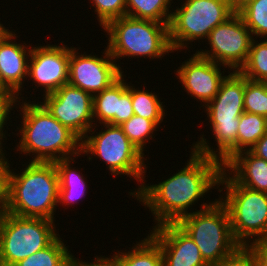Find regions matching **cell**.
Listing matches in <instances>:
<instances>
[{
  "instance_id": "6da1fadb",
  "label": "cell",
  "mask_w": 267,
  "mask_h": 266,
  "mask_svg": "<svg viewBox=\"0 0 267 266\" xmlns=\"http://www.w3.org/2000/svg\"><path fill=\"white\" fill-rule=\"evenodd\" d=\"M189 161L170 178L158 184H142L138 190L129 192L144 206L149 208L154 221L159 226L177 223L189 215V208L195 201L219 188L223 165L216 159L203 156L191 149Z\"/></svg>"
},
{
  "instance_id": "7a4b0ae2",
  "label": "cell",
  "mask_w": 267,
  "mask_h": 266,
  "mask_svg": "<svg viewBox=\"0 0 267 266\" xmlns=\"http://www.w3.org/2000/svg\"><path fill=\"white\" fill-rule=\"evenodd\" d=\"M20 102L22 125L17 151L33 153L31 162L54 163L71 156L81 155V139L62 125L40 103ZM36 154V155H35Z\"/></svg>"
},
{
  "instance_id": "3957f363",
  "label": "cell",
  "mask_w": 267,
  "mask_h": 266,
  "mask_svg": "<svg viewBox=\"0 0 267 266\" xmlns=\"http://www.w3.org/2000/svg\"><path fill=\"white\" fill-rule=\"evenodd\" d=\"M205 109L218 149L214 151L213 146L210 147L205 135L191 148L198 154L216 159L224 165L237 154L239 117L245 112L244 76L239 71L229 72L221 82L218 93Z\"/></svg>"
},
{
  "instance_id": "277c9868",
  "label": "cell",
  "mask_w": 267,
  "mask_h": 266,
  "mask_svg": "<svg viewBox=\"0 0 267 266\" xmlns=\"http://www.w3.org/2000/svg\"><path fill=\"white\" fill-rule=\"evenodd\" d=\"M8 173L5 212L54 221L58 205L59 177L54 163L29 162L21 173Z\"/></svg>"
},
{
  "instance_id": "5b68a950",
  "label": "cell",
  "mask_w": 267,
  "mask_h": 266,
  "mask_svg": "<svg viewBox=\"0 0 267 266\" xmlns=\"http://www.w3.org/2000/svg\"><path fill=\"white\" fill-rule=\"evenodd\" d=\"M168 25L129 16L113 19L103 27L109 35L107 49L114 60L126 56L163 58L164 54L174 52Z\"/></svg>"
},
{
  "instance_id": "8992f818",
  "label": "cell",
  "mask_w": 267,
  "mask_h": 266,
  "mask_svg": "<svg viewBox=\"0 0 267 266\" xmlns=\"http://www.w3.org/2000/svg\"><path fill=\"white\" fill-rule=\"evenodd\" d=\"M176 224L195 242L209 266L219 263L239 246L232 235L228 210L219 199L209 204L203 202L200 210Z\"/></svg>"
},
{
  "instance_id": "52a82bcc",
  "label": "cell",
  "mask_w": 267,
  "mask_h": 266,
  "mask_svg": "<svg viewBox=\"0 0 267 266\" xmlns=\"http://www.w3.org/2000/svg\"><path fill=\"white\" fill-rule=\"evenodd\" d=\"M220 185H225L226 196L222 195L219 200L228 210L235 241L239 245L250 246L258 240L267 239V193L237 184L224 170Z\"/></svg>"
},
{
  "instance_id": "ba28073f",
  "label": "cell",
  "mask_w": 267,
  "mask_h": 266,
  "mask_svg": "<svg viewBox=\"0 0 267 266\" xmlns=\"http://www.w3.org/2000/svg\"><path fill=\"white\" fill-rule=\"evenodd\" d=\"M103 126L105 130L96 134L92 127L81 139V154L89 155V160L97 155L96 157L107 164V169L114 176L124 174L132 176L138 182H142L139 186L141 187L145 184L143 179L147 169L144 153L128 139L119 125L103 124Z\"/></svg>"
},
{
  "instance_id": "9c48e42d",
  "label": "cell",
  "mask_w": 267,
  "mask_h": 266,
  "mask_svg": "<svg viewBox=\"0 0 267 266\" xmlns=\"http://www.w3.org/2000/svg\"><path fill=\"white\" fill-rule=\"evenodd\" d=\"M54 221L3 213L0 221V262L14 266L49 246L58 236Z\"/></svg>"
},
{
  "instance_id": "30bf717a",
  "label": "cell",
  "mask_w": 267,
  "mask_h": 266,
  "mask_svg": "<svg viewBox=\"0 0 267 266\" xmlns=\"http://www.w3.org/2000/svg\"><path fill=\"white\" fill-rule=\"evenodd\" d=\"M234 13L227 0H185L172 12L168 25L173 51L187 48V42L206 40L217 25Z\"/></svg>"
},
{
  "instance_id": "8fae6325",
  "label": "cell",
  "mask_w": 267,
  "mask_h": 266,
  "mask_svg": "<svg viewBox=\"0 0 267 266\" xmlns=\"http://www.w3.org/2000/svg\"><path fill=\"white\" fill-rule=\"evenodd\" d=\"M254 37L245 25L242 17L235 12L224 23L217 25L207 37L211 47L196 53L215 63L222 64L224 68L239 71L246 63L250 45Z\"/></svg>"
},
{
  "instance_id": "7c38bea8",
  "label": "cell",
  "mask_w": 267,
  "mask_h": 266,
  "mask_svg": "<svg viewBox=\"0 0 267 266\" xmlns=\"http://www.w3.org/2000/svg\"><path fill=\"white\" fill-rule=\"evenodd\" d=\"M40 103L62 125L68 127L80 139L97 123H93V96L86 91L63 85L51 94L45 95ZM93 125V126H92Z\"/></svg>"
},
{
  "instance_id": "4fadbf2b",
  "label": "cell",
  "mask_w": 267,
  "mask_h": 266,
  "mask_svg": "<svg viewBox=\"0 0 267 266\" xmlns=\"http://www.w3.org/2000/svg\"><path fill=\"white\" fill-rule=\"evenodd\" d=\"M78 48L70 47L68 84L80 88L92 96L103 91L122 74L107 48L103 57L82 54ZM79 54V55H78Z\"/></svg>"
},
{
  "instance_id": "5bb4252c",
  "label": "cell",
  "mask_w": 267,
  "mask_h": 266,
  "mask_svg": "<svg viewBox=\"0 0 267 266\" xmlns=\"http://www.w3.org/2000/svg\"><path fill=\"white\" fill-rule=\"evenodd\" d=\"M70 48L66 45H38L32 47L28 62V77L44 88V95L51 94L69 80Z\"/></svg>"
},
{
  "instance_id": "9a60e30c",
  "label": "cell",
  "mask_w": 267,
  "mask_h": 266,
  "mask_svg": "<svg viewBox=\"0 0 267 266\" xmlns=\"http://www.w3.org/2000/svg\"><path fill=\"white\" fill-rule=\"evenodd\" d=\"M221 65L195 52L176 69L175 74L188 95L203 102L201 107H205L216 96L221 82L226 77L222 76Z\"/></svg>"
},
{
  "instance_id": "2e32d148",
  "label": "cell",
  "mask_w": 267,
  "mask_h": 266,
  "mask_svg": "<svg viewBox=\"0 0 267 266\" xmlns=\"http://www.w3.org/2000/svg\"><path fill=\"white\" fill-rule=\"evenodd\" d=\"M152 230L149 235L161 248L163 266H209L195 242L176 223L153 226Z\"/></svg>"
},
{
  "instance_id": "e0dca14e",
  "label": "cell",
  "mask_w": 267,
  "mask_h": 266,
  "mask_svg": "<svg viewBox=\"0 0 267 266\" xmlns=\"http://www.w3.org/2000/svg\"><path fill=\"white\" fill-rule=\"evenodd\" d=\"M122 74L103 91L93 95V121L99 124L121 125L133 115L131 85Z\"/></svg>"
},
{
  "instance_id": "ac0fdd59",
  "label": "cell",
  "mask_w": 267,
  "mask_h": 266,
  "mask_svg": "<svg viewBox=\"0 0 267 266\" xmlns=\"http://www.w3.org/2000/svg\"><path fill=\"white\" fill-rule=\"evenodd\" d=\"M15 35V32L7 28L0 36V77L17 99H20L18 96L22 94V84L28 77V58L32 47L13 42L17 38Z\"/></svg>"
},
{
  "instance_id": "d6986e66",
  "label": "cell",
  "mask_w": 267,
  "mask_h": 266,
  "mask_svg": "<svg viewBox=\"0 0 267 266\" xmlns=\"http://www.w3.org/2000/svg\"><path fill=\"white\" fill-rule=\"evenodd\" d=\"M223 170L229 175L233 174L230 177L237 184L267 193V161L252 154L249 150L232 156L223 165Z\"/></svg>"
},
{
  "instance_id": "ffe728a7",
  "label": "cell",
  "mask_w": 267,
  "mask_h": 266,
  "mask_svg": "<svg viewBox=\"0 0 267 266\" xmlns=\"http://www.w3.org/2000/svg\"><path fill=\"white\" fill-rule=\"evenodd\" d=\"M134 246L128 252H116L109 259L115 266H163L161 248L149 234Z\"/></svg>"
},
{
  "instance_id": "44dd1931",
  "label": "cell",
  "mask_w": 267,
  "mask_h": 266,
  "mask_svg": "<svg viewBox=\"0 0 267 266\" xmlns=\"http://www.w3.org/2000/svg\"><path fill=\"white\" fill-rule=\"evenodd\" d=\"M75 162L74 157L61 159L54 162L59 177L58 203L73 206L72 204L82 199L87 192V184L82 173H78L70 164Z\"/></svg>"
},
{
  "instance_id": "7402d4cb",
  "label": "cell",
  "mask_w": 267,
  "mask_h": 266,
  "mask_svg": "<svg viewBox=\"0 0 267 266\" xmlns=\"http://www.w3.org/2000/svg\"><path fill=\"white\" fill-rule=\"evenodd\" d=\"M61 240L59 235L49 246L20 260L14 266H73L76 257Z\"/></svg>"
},
{
  "instance_id": "603a6c76",
  "label": "cell",
  "mask_w": 267,
  "mask_h": 266,
  "mask_svg": "<svg viewBox=\"0 0 267 266\" xmlns=\"http://www.w3.org/2000/svg\"><path fill=\"white\" fill-rule=\"evenodd\" d=\"M172 0H126V16L169 23L172 12H169Z\"/></svg>"
},
{
  "instance_id": "cb8c5ba5",
  "label": "cell",
  "mask_w": 267,
  "mask_h": 266,
  "mask_svg": "<svg viewBox=\"0 0 267 266\" xmlns=\"http://www.w3.org/2000/svg\"><path fill=\"white\" fill-rule=\"evenodd\" d=\"M237 130V153L250 150L267 133V118L262 115L244 112L239 117Z\"/></svg>"
},
{
  "instance_id": "d4e9b609",
  "label": "cell",
  "mask_w": 267,
  "mask_h": 266,
  "mask_svg": "<svg viewBox=\"0 0 267 266\" xmlns=\"http://www.w3.org/2000/svg\"><path fill=\"white\" fill-rule=\"evenodd\" d=\"M131 86V99L134 115H139L146 119L154 121L158 126L163 122L165 109L163 102L158 99L155 93L145 90L135 89Z\"/></svg>"
},
{
  "instance_id": "484cf974",
  "label": "cell",
  "mask_w": 267,
  "mask_h": 266,
  "mask_svg": "<svg viewBox=\"0 0 267 266\" xmlns=\"http://www.w3.org/2000/svg\"><path fill=\"white\" fill-rule=\"evenodd\" d=\"M254 39L250 45L248 59L239 72L249 80L264 82L267 79V38L260 40V43Z\"/></svg>"
},
{
  "instance_id": "4316f807",
  "label": "cell",
  "mask_w": 267,
  "mask_h": 266,
  "mask_svg": "<svg viewBox=\"0 0 267 266\" xmlns=\"http://www.w3.org/2000/svg\"><path fill=\"white\" fill-rule=\"evenodd\" d=\"M252 36L267 38V0H252L237 12Z\"/></svg>"
},
{
  "instance_id": "83f0119b",
  "label": "cell",
  "mask_w": 267,
  "mask_h": 266,
  "mask_svg": "<svg viewBox=\"0 0 267 266\" xmlns=\"http://www.w3.org/2000/svg\"><path fill=\"white\" fill-rule=\"evenodd\" d=\"M128 139L143 153L144 146L153 138L154 131H157V124L139 115H133L128 121L119 125ZM147 142V143H146Z\"/></svg>"
},
{
  "instance_id": "f1b7e54d",
  "label": "cell",
  "mask_w": 267,
  "mask_h": 266,
  "mask_svg": "<svg viewBox=\"0 0 267 266\" xmlns=\"http://www.w3.org/2000/svg\"><path fill=\"white\" fill-rule=\"evenodd\" d=\"M244 111L267 118V85L244 77Z\"/></svg>"
},
{
  "instance_id": "f546056e",
  "label": "cell",
  "mask_w": 267,
  "mask_h": 266,
  "mask_svg": "<svg viewBox=\"0 0 267 266\" xmlns=\"http://www.w3.org/2000/svg\"><path fill=\"white\" fill-rule=\"evenodd\" d=\"M92 1V2H91ZM98 22L103 28L113 19L126 16V0H91Z\"/></svg>"
},
{
  "instance_id": "4dcf8cb0",
  "label": "cell",
  "mask_w": 267,
  "mask_h": 266,
  "mask_svg": "<svg viewBox=\"0 0 267 266\" xmlns=\"http://www.w3.org/2000/svg\"><path fill=\"white\" fill-rule=\"evenodd\" d=\"M212 266H258V257L251 245H239L231 254Z\"/></svg>"
},
{
  "instance_id": "1f68e13d",
  "label": "cell",
  "mask_w": 267,
  "mask_h": 266,
  "mask_svg": "<svg viewBox=\"0 0 267 266\" xmlns=\"http://www.w3.org/2000/svg\"><path fill=\"white\" fill-rule=\"evenodd\" d=\"M17 96L9 89L0 77V106L10 114V110L17 108Z\"/></svg>"
},
{
  "instance_id": "d6a6232c",
  "label": "cell",
  "mask_w": 267,
  "mask_h": 266,
  "mask_svg": "<svg viewBox=\"0 0 267 266\" xmlns=\"http://www.w3.org/2000/svg\"><path fill=\"white\" fill-rule=\"evenodd\" d=\"M9 163H0V209L5 211L7 205Z\"/></svg>"
},
{
  "instance_id": "836d02e7",
  "label": "cell",
  "mask_w": 267,
  "mask_h": 266,
  "mask_svg": "<svg viewBox=\"0 0 267 266\" xmlns=\"http://www.w3.org/2000/svg\"><path fill=\"white\" fill-rule=\"evenodd\" d=\"M258 257V266H267V239L258 240L251 244Z\"/></svg>"
},
{
  "instance_id": "e575fe53",
  "label": "cell",
  "mask_w": 267,
  "mask_h": 266,
  "mask_svg": "<svg viewBox=\"0 0 267 266\" xmlns=\"http://www.w3.org/2000/svg\"><path fill=\"white\" fill-rule=\"evenodd\" d=\"M252 154L267 161V133L264 134L249 150Z\"/></svg>"
},
{
  "instance_id": "d590c367",
  "label": "cell",
  "mask_w": 267,
  "mask_h": 266,
  "mask_svg": "<svg viewBox=\"0 0 267 266\" xmlns=\"http://www.w3.org/2000/svg\"><path fill=\"white\" fill-rule=\"evenodd\" d=\"M94 261L95 262L88 263V262L80 261L77 258L75 259L73 266H115L113 262L108 257H105V256H100V257L95 256Z\"/></svg>"
},
{
  "instance_id": "8d00e7d4",
  "label": "cell",
  "mask_w": 267,
  "mask_h": 266,
  "mask_svg": "<svg viewBox=\"0 0 267 266\" xmlns=\"http://www.w3.org/2000/svg\"><path fill=\"white\" fill-rule=\"evenodd\" d=\"M231 9L234 12H238L241 8H243L247 3L252 0H227Z\"/></svg>"
},
{
  "instance_id": "74e56055",
  "label": "cell",
  "mask_w": 267,
  "mask_h": 266,
  "mask_svg": "<svg viewBox=\"0 0 267 266\" xmlns=\"http://www.w3.org/2000/svg\"><path fill=\"white\" fill-rule=\"evenodd\" d=\"M9 120V114L0 106V131H4L5 123Z\"/></svg>"
},
{
  "instance_id": "f35d334b",
  "label": "cell",
  "mask_w": 267,
  "mask_h": 266,
  "mask_svg": "<svg viewBox=\"0 0 267 266\" xmlns=\"http://www.w3.org/2000/svg\"><path fill=\"white\" fill-rule=\"evenodd\" d=\"M6 134L3 131H0V163H9L8 159L5 157V153H3L2 139L5 138Z\"/></svg>"
},
{
  "instance_id": "ab89813d",
  "label": "cell",
  "mask_w": 267,
  "mask_h": 266,
  "mask_svg": "<svg viewBox=\"0 0 267 266\" xmlns=\"http://www.w3.org/2000/svg\"><path fill=\"white\" fill-rule=\"evenodd\" d=\"M6 27L0 22V36L6 31Z\"/></svg>"
},
{
  "instance_id": "60d3db41",
  "label": "cell",
  "mask_w": 267,
  "mask_h": 266,
  "mask_svg": "<svg viewBox=\"0 0 267 266\" xmlns=\"http://www.w3.org/2000/svg\"><path fill=\"white\" fill-rule=\"evenodd\" d=\"M3 213H4V211L0 209V221H1Z\"/></svg>"
}]
</instances>
